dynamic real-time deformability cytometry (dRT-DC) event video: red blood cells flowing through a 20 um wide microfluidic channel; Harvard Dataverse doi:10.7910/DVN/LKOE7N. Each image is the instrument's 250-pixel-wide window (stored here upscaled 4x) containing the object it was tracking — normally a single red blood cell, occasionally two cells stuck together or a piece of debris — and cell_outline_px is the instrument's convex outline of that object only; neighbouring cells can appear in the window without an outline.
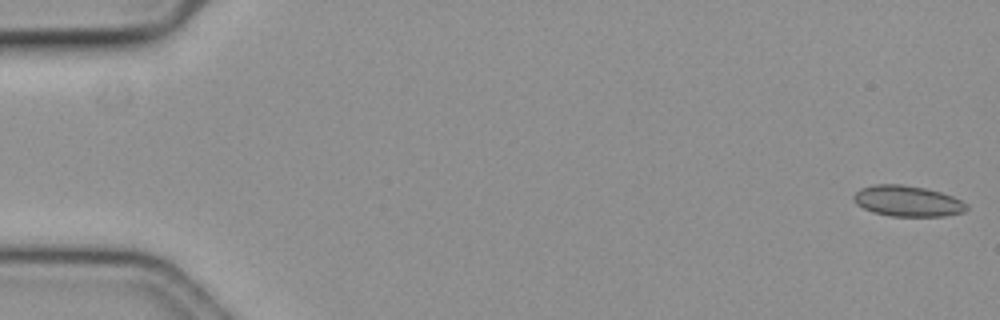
{"species": "common noctule bat (a hibernating species)", "species_latin": "Nyctalus noctula", "temperature_condition": "cold", "stored_images_in_passage": 14, "camera_frame_rate_fps": 3000, "um_per_image_px": 0.085, "animal": {"sex": "female", "body_mass_g": 19.3, "forearm_length_mm": 54.1}, "frame": {"image": 1, "passage_image": 1, "time_ms": 0.0, "image_size_px": [1000, 320], "cell_outline_px": [[968, 208], [964, 212], [944, 216], [892, 216], [872, 212], [856, 204], [852, 200], [852, 196], [860, 188], [872, 184], [900, 184], [924, 188], [940, 192], [952, 196], [968, 204]], "centroid_in_image_um": [77.11, 17.09], "position_along_channel_um": 7.9, "area_um2": 20.35}}